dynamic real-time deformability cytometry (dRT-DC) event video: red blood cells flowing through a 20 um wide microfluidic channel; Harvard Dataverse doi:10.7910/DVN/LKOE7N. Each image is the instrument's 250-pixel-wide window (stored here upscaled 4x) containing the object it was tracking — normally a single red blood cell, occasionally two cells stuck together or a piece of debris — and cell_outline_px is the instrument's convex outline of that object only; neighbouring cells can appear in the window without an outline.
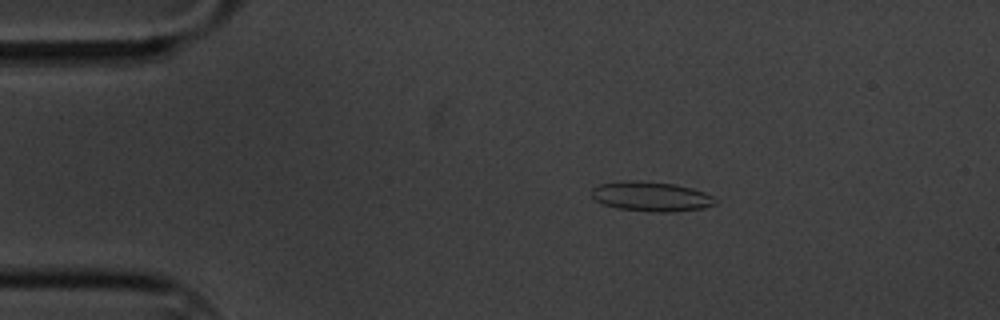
{"species": "common noctule bat (a hibernating species)", "species_latin": "Nyctalus noctula", "temperature_condition": "cold", "stored_images_in_passage": 12, "camera_frame_rate_fps": 3000, "um_per_image_px": 0.085, "animal": {"sex": "male", "body_mass_g": 20.1, "forearm_length_mm": 53.5}, "frame": {"image": 1, "passage_image": 1, "time_ms": 0.0, "image_size_px": [1000, 320], "cell_outline_px": [[716, 204], [704, 208], [672, 212], [652, 212], [616, 208], [604, 204], [596, 200], [592, 196], [592, 188], [600, 184], [628, 180], [640, 180], [676, 184], [692, 188], [704, 192], [712, 196], [716, 200]], "centroid_in_image_um": [55.36, 16.7], "position_along_channel_um": 29.6, "area_um2": 21.5}}
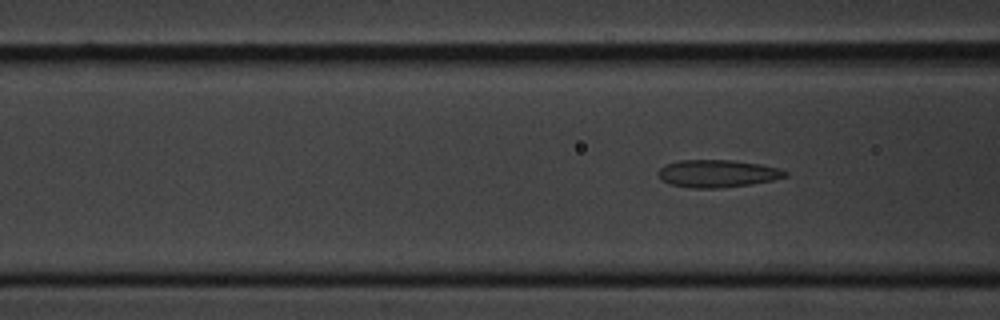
{"frame": {"image": 2, "passage_image": 12, "time_ms": 3.667, "image_size_px": [1000, 320], "cell_outline_px": [[788, 176], [772, 180], [752, 184], [720, 188], [688, 188], [672, 184], [660, 180], [656, 172], [664, 164], [676, 160], [732, 160], [760, 164], [780, 168], [788, 172]], "centroid_in_image_um": [60.95, 14.75], "position_along_channel_um": 105.7, "area_um2": 20.63}}